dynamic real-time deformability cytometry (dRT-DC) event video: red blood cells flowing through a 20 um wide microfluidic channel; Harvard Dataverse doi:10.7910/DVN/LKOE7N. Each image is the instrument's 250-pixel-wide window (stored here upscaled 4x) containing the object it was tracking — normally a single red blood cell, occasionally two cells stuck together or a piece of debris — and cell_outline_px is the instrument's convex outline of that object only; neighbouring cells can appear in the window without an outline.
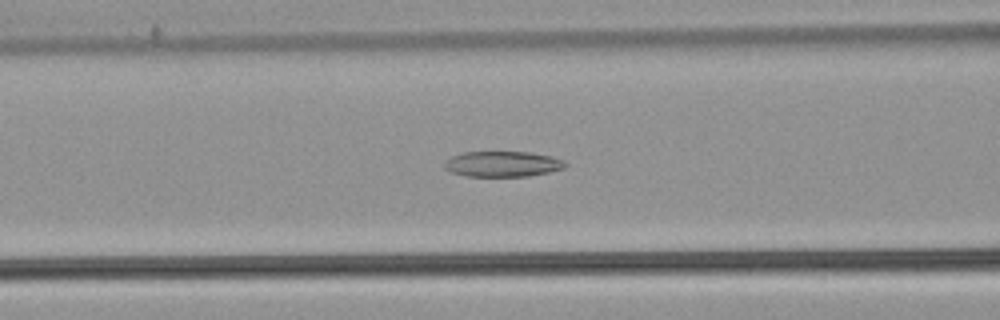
{"species": "common noctule bat (a hibernating species)", "species_latin": "Nyctalus noctula", "temperature_condition": "warm", "stored_images_in_passage": 48, "camera_frame_rate_fps": 3000, "um_per_image_px": 0.085, "animal": {"sex": "male", "body_mass_g": 21.5, "forearm_length_mm": 52.0}, "frame": {"image": 1, "passage_image": 17, "time_ms": 5.333, "image_size_px": [1000, 320], "cell_outline_px": [[568, 164], [564, 168], [548, 172], [528, 176], [468, 176], [452, 172], [444, 168], [444, 164], [452, 156], [464, 152], [528, 152], [552, 156], [564, 160]], "centroid_in_image_um": [42.76, 13.93], "position_along_channel_um": 123.8, "area_um2": 17.86}}
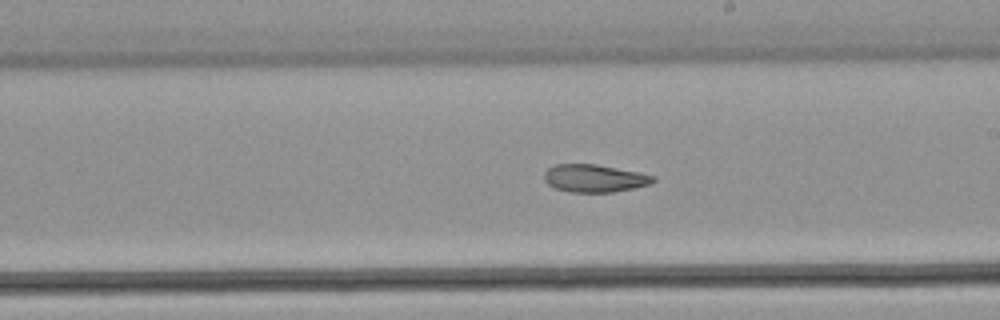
{"frame": {"image": 2, "passage_image": 26, "time_ms": 8.333, "image_size_px": [1000, 320], "cell_outline_px": [[656, 180], [652, 184], [612, 192], [568, 192], [556, 188], [548, 184], [544, 180], [544, 172], [548, 168], [556, 164], [596, 164], [640, 172], [656, 176]], "centroid_in_image_um": [50.55, 15.15], "position_along_channel_um": 238.5, "area_um2": 17.69}}
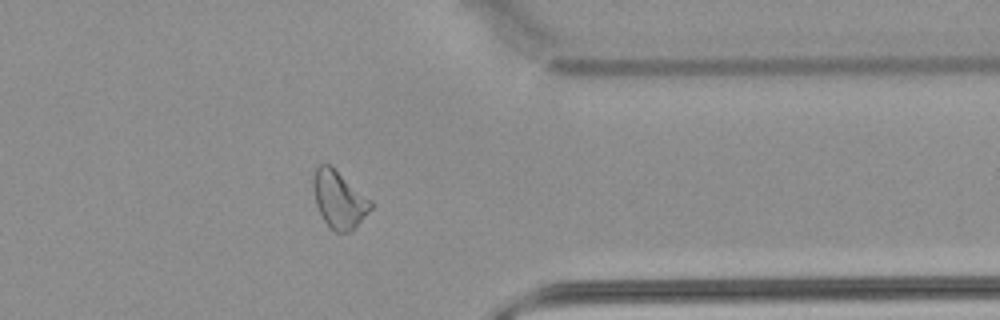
{"frame": {"image": 3, "passage_image": 38, "time_ms": 12.333, "image_size_px": [1000, 320], "cell_outline_px": [[372, 208], [352, 232], [336, 232], [324, 220], [316, 204], [312, 184], [312, 176], [316, 168], [320, 164], [328, 164], [372, 200]], "centroid_in_image_um": [28.82, 16.97], "position_along_channel_um": 382.6, "area_um2": 18.96}}